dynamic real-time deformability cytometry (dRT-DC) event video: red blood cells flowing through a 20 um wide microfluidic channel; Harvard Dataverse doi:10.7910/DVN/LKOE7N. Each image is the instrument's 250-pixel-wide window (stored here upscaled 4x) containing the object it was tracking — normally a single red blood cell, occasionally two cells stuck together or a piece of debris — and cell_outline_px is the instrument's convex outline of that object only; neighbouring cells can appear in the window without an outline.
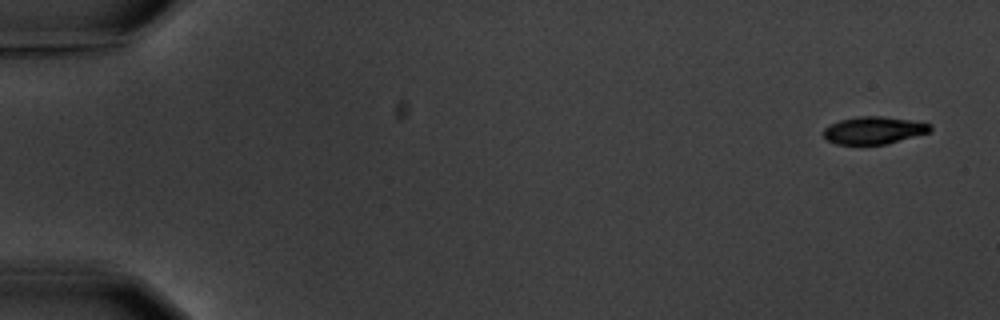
{"species": "common noctule bat (a hibernating species)", "species_latin": "Nyctalus noctula", "temperature_condition": "warm", "stored_images_in_passage": 4, "camera_frame_rate_fps": 3000, "um_per_image_px": 0.085, "animal": {"sex": "male", "body_mass_g": 20.1, "forearm_length_mm": 53.5}, "frame": {"image": 1, "passage_image": 1, "time_ms": 0.0, "image_size_px": [1000, 320], "cell_outline_px": [[932, 132], [888, 144], [836, 144], [828, 140], [824, 136], [824, 128], [828, 124], [840, 120], [856, 116], [880, 116], [912, 120], [932, 124]], "centroid_in_image_um": [74.31, 11.07], "position_along_channel_um": 10.7, "area_um2": 17.28}}
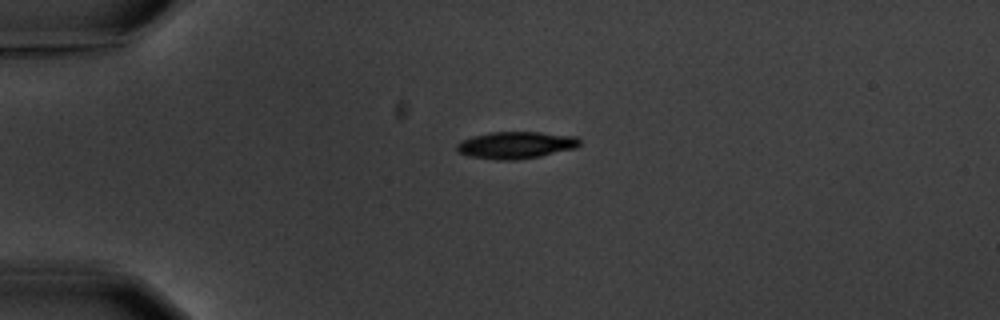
{"frame": {"image": 2, "passage_image": 4, "time_ms": 4.0, "image_size_px": [1000, 320], "cell_outline_px": [[580, 144], [576, 148], [540, 156], [516, 160], [500, 160], [468, 156], [456, 152], [456, 144], [460, 140], [472, 136], [488, 132], [540, 132], [576, 136], [580, 140]], "centroid_in_image_um": [43.81, 12.33], "position_along_channel_um": 41.2, "area_um2": 19.54}}